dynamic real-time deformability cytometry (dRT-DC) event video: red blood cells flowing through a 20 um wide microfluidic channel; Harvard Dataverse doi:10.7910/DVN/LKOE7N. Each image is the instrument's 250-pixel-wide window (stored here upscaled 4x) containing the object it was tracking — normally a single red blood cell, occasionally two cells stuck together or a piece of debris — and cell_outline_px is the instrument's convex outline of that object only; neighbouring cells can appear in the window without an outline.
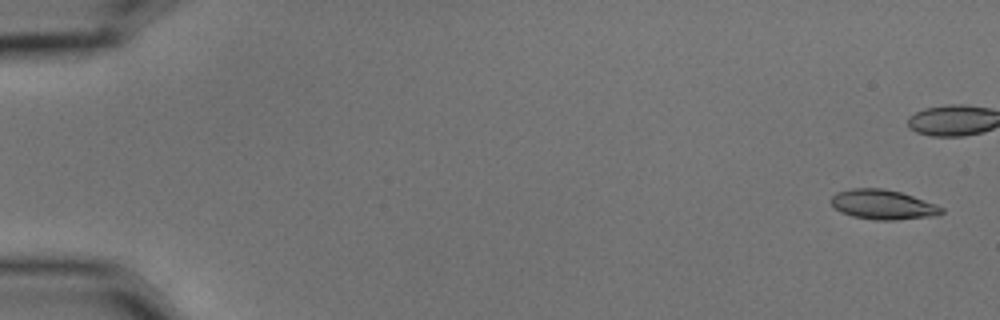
{"species": "common noctule bat (a hibernating species)", "species_latin": "Nyctalus noctula", "temperature_condition": "cold", "stored_images_in_passage": 7, "camera_frame_rate_fps": 3000, "um_per_image_px": 0.085, "animal": {"sex": "male", "body_mass_g": 15.6}, "frame": {"image": 1, "passage_image": 1, "time_ms": 0.0, "image_size_px": [1000, 320], "cell_outline_px": [[944, 212], [940, 216], [896, 220], [876, 220], [852, 216], [840, 212], [828, 200], [836, 192], [852, 188], [884, 188], [900, 192], [936, 204], [944, 208]], "centroid_in_image_um": [75.07, 17.4], "position_along_channel_um": 9.9, "area_um2": 19.36}}